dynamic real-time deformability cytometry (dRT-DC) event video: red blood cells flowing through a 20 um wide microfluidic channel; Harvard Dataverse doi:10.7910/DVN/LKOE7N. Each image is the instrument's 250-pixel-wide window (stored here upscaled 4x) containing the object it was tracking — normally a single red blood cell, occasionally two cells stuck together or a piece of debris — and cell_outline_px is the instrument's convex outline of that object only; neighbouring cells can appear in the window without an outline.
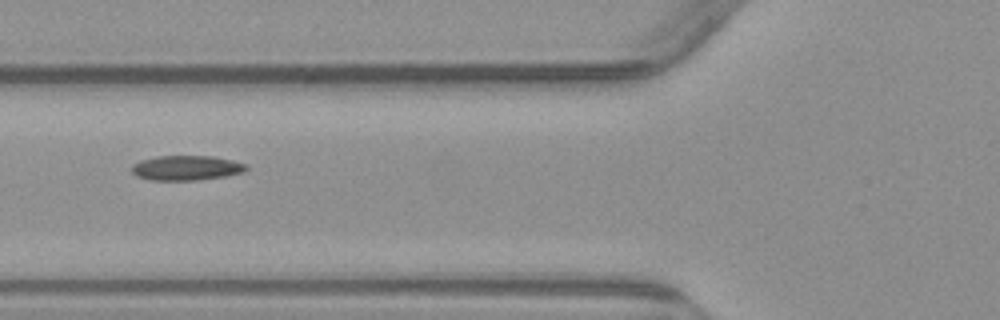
{"species": "common noctule bat (a hibernating species)", "species_latin": "Nyctalus noctula", "temperature_condition": "warm", "stored_images_in_passage": 3, "camera_frame_rate_fps": 3000, "um_per_image_px": 0.085, "animal": {"sex": "male", "body_mass_g": 23.1, "forearm_length_mm": 52.7}, "frame": {"image": 1, "passage_image": 3, "time_ms": 4.333, "image_size_px": [1000, 320], "cell_outline_px": [[248, 168], [244, 172], [224, 176], [196, 180], [152, 180], [136, 176], [132, 172], [132, 164], [140, 160], [156, 156], [212, 156], [232, 160], [248, 164]], "centroid_in_image_um": [15.84, 14.26], "position_along_channel_um": 110.0, "area_um2": 16.59}}